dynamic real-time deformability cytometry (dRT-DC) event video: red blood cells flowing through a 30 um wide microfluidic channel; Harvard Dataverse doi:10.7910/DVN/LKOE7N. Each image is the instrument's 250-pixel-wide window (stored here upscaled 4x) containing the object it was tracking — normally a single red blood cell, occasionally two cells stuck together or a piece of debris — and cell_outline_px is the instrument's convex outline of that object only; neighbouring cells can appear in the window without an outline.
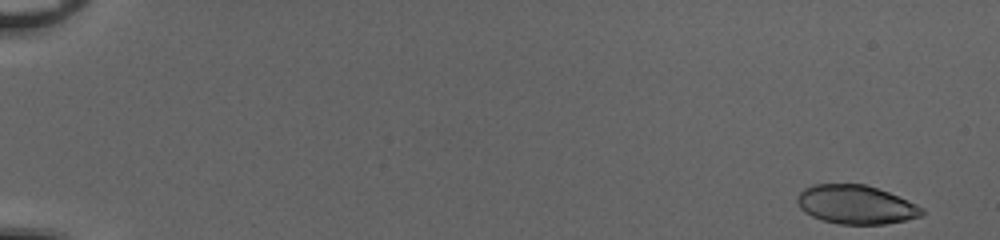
{"species": "common noctule bat (a hibernating species)", "species_latin": "Nyctalus noctula", "temperature_condition": "cold", "stored_images_in_passage": 50, "segment_of_instrument_passage": [1, 2], "camera_frame_rate_fps": 3000, "um_per_image_px": 0.085, "animal": {"sex": "female", "body_mass_g": 20.0, "forearm_length_mm": 54.0}, "frame": {"image": 1, "passage_image": 1, "time_ms": 0.0, "image_size_px": [1000, 240], "cell_outline_px": [[924, 212], [920, 216], [904, 220], [884, 224], [840, 224], [824, 220], [812, 216], [804, 212], [800, 208], [796, 200], [796, 196], [804, 188], [812, 184], [864, 184], [888, 192], [916, 204], [924, 208]], "centroid_in_image_um": [72.71, 17.38], "position_along_channel_um": 12.3, "area_um2": 28.03}}
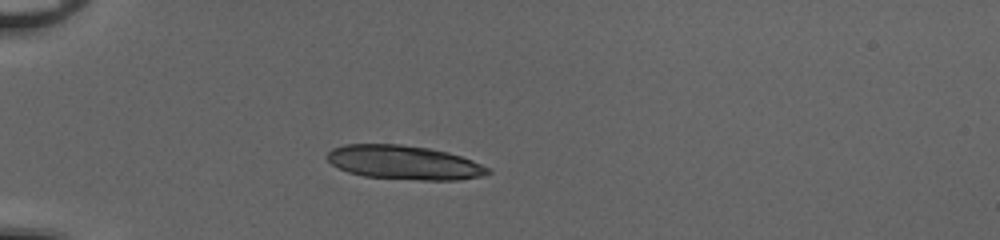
{"frame": {"image": 2, "passage_image": 15, "time_ms": 4.667, "image_size_px": [1000, 240], "cell_outline_px": [[492, 172], [484, 176], [460, 180], [420, 180], [364, 176], [348, 172], [332, 164], [324, 156], [332, 148], [344, 144], [400, 144], [428, 148], [448, 152], [472, 160], [492, 168]], "centroid_in_image_um": [34.38, 13.81], "position_along_channel_um": 50.6, "area_um2": 32.08}}